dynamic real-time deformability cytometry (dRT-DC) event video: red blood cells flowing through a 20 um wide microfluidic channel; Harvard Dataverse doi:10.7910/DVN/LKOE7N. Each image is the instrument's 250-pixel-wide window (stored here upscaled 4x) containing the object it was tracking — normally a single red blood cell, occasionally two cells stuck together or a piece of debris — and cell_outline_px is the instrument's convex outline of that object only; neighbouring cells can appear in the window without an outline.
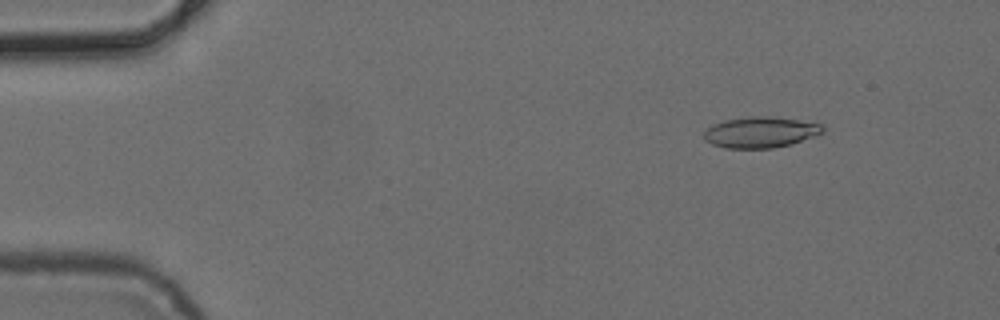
{"species": "common noctule bat (a hibernating species)", "species_latin": "Nyctalus noctula", "temperature_condition": "cold", "stored_images_in_passage": 4, "camera_frame_rate_fps": 3000, "um_per_image_px": 0.085, "animal": {"sex": "female", "body_mass_g": 24.6, "forearm_length_mm": 56.2}, "frame": {"image": 1, "passage_image": 1, "time_ms": 0.0, "image_size_px": [1000, 320], "cell_outline_px": [[824, 132], [816, 136], [788, 144], [772, 148], [724, 148], [712, 144], [704, 140], [704, 132], [712, 124], [724, 120], [752, 116], [768, 116], [796, 120], [820, 124], [824, 128]], "centroid_in_image_um": [64.6, 11.24], "position_along_channel_um": 20.4, "area_um2": 21.21}}